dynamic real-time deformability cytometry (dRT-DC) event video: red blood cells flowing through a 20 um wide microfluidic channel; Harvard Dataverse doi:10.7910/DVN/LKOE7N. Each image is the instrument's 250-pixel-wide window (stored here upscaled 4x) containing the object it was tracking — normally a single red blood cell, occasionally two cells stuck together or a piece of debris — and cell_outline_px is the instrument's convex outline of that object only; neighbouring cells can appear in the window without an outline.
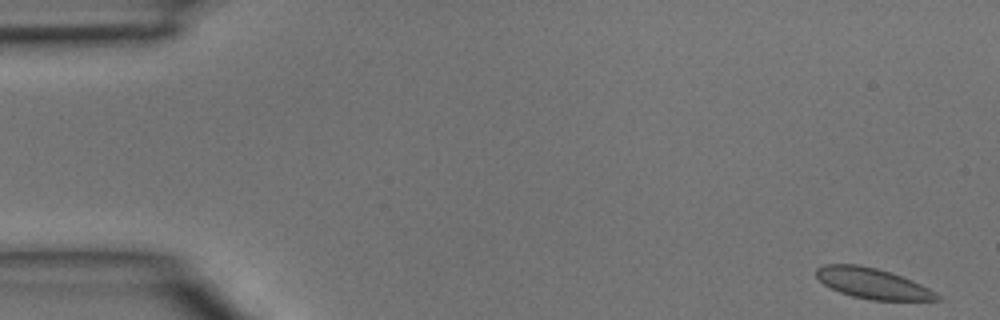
{"species": "common noctule bat (a hibernating species)", "species_latin": "Nyctalus noctula", "temperature_condition": "room temperature", "stored_images_in_passage": 4, "camera_frame_rate_fps": 3000, "um_per_image_px": 0.085, "animal": {"sex": "male", "body_mass_g": 15.6}, "frame": {"image": 1, "passage_image": 1, "time_ms": 0.0, "image_size_px": [1000, 320], "cell_outline_px": [[940, 300], [872, 300], [852, 296], [840, 292], [824, 284], [816, 276], [816, 268], [824, 264], [860, 264], [876, 268], [912, 280], [936, 292], [940, 296]], "centroid_in_image_um": [74.15, 24.08], "position_along_channel_um": 10.8, "area_um2": 21.27}}